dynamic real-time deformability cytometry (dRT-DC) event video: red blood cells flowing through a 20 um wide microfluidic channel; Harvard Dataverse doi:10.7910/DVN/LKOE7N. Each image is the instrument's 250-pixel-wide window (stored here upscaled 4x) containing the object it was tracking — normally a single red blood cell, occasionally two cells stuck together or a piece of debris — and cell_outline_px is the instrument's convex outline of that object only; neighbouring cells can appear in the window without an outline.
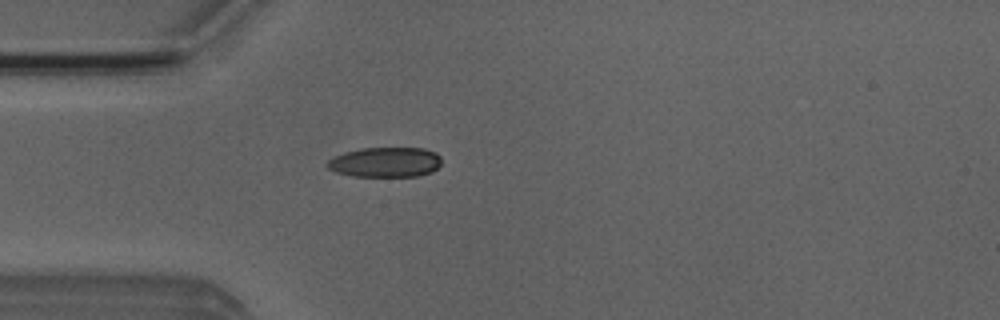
{"species": "Egyptian fruit bat (a non-hibernating species)", "species_latin": "Rousettus aegyptiacus", "temperature_condition": "room temperature", "stored_images_in_passage": 5, "camera_frame_rate_fps": 3000, "um_per_image_px": 0.085, "animal": {"sex": "male"}, "frame": {"image": 1, "passage_image": 5, "time_ms": 5.333, "image_size_px": [1000, 320], "cell_outline_px": [[440, 164], [432, 172], [420, 176], [352, 176], [336, 172], [328, 168], [324, 164], [328, 160], [344, 152], [360, 148], [424, 148], [436, 152], [440, 156]], "centroid_in_image_um": [32.75, 13.78], "position_along_channel_um": 52.3, "area_um2": 20.06}}